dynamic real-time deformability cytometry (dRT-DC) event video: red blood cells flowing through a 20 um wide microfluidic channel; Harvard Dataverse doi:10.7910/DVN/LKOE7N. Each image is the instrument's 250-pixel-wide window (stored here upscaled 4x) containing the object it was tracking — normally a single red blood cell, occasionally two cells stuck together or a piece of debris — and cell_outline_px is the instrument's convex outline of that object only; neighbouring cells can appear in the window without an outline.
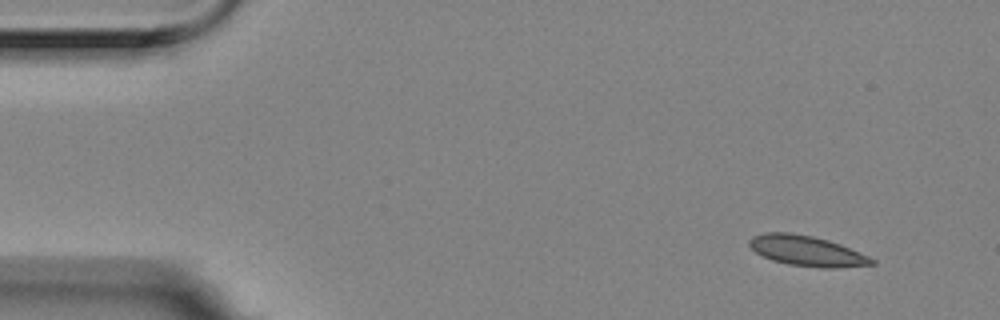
{"species": "Egyptian fruit bat (a non-hibernating species)", "species_latin": "Rousettus aegyptiacus", "temperature_condition": "room temperature", "stored_images_in_passage": 4, "camera_frame_rate_fps": 3000, "um_per_image_px": 0.085, "animal": {"sex": "female"}, "frame": {"image": 1, "passage_image": 1, "time_ms": 0.0, "image_size_px": [1000, 320], "cell_outline_px": [[876, 264], [836, 268], [820, 268], [788, 264], [772, 260], [756, 252], [748, 244], [748, 240], [752, 236], [764, 232], [792, 232], [812, 236], [828, 240], [840, 244], [868, 256], [876, 260]], "centroid_in_image_um": [68.57, 21.32], "position_along_channel_um": 16.4, "area_um2": 21.68}}
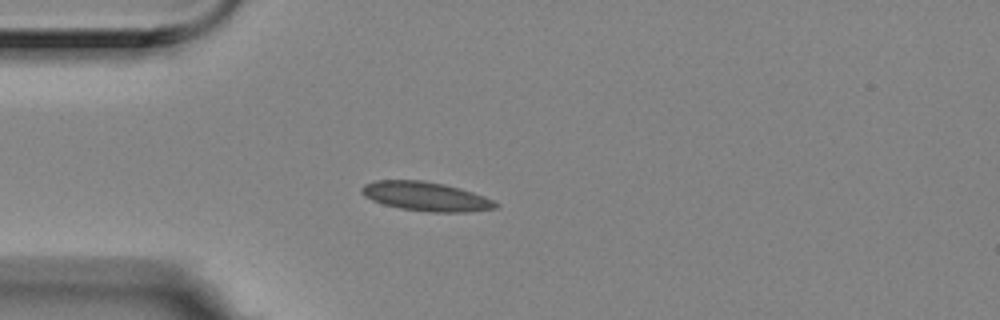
{"frame": {"image": 2, "passage_image": 3, "time_ms": 0.667, "image_size_px": [1000, 320], "cell_outline_px": [[500, 204], [496, 208], [464, 212], [428, 212], [400, 208], [384, 204], [372, 200], [364, 196], [360, 192], [360, 188], [364, 184], [376, 180], [420, 180], [444, 184], [460, 188], [484, 196]], "centroid_in_image_um": [36.17, 16.69], "position_along_channel_um": 48.8, "area_um2": 22.66}}